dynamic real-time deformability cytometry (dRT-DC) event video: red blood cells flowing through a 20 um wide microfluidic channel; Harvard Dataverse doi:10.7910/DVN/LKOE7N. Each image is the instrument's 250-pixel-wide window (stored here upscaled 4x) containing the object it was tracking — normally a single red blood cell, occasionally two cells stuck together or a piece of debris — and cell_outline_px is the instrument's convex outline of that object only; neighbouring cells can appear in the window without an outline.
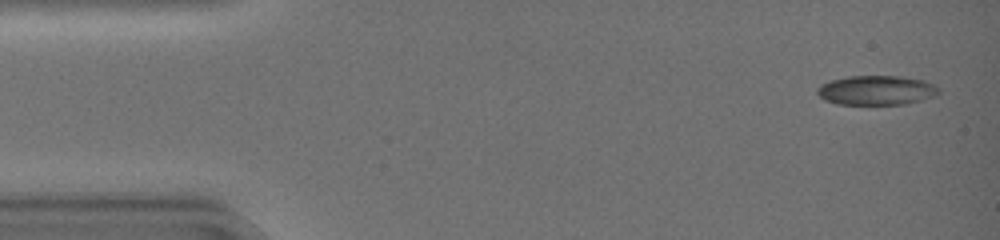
{"species": "common noctule bat (a hibernating species)", "species_latin": "Nyctalus noctula", "temperature_condition": "warm", "stored_images_in_passage": 42, "camera_frame_rate_fps": 3000, "um_per_image_px": 0.085, "animal": {"sex": "female", "body_mass_g": 19.0, "forearm_length_mm": 51.5}, "frame": {"image": 1, "passage_image": 2, "time_ms": 0.333, "image_size_px": [1000, 240], "cell_outline_px": [[940, 92], [932, 96], [920, 100], [904, 104], [840, 104], [824, 100], [816, 92], [816, 88], [820, 84], [832, 80], [848, 76], [900, 76], [924, 80], [940, 88]], "centroid_in_image_um": [74.47, 7.66], "position_along_channel_um": 10.5, "area_um2": 20.75}}
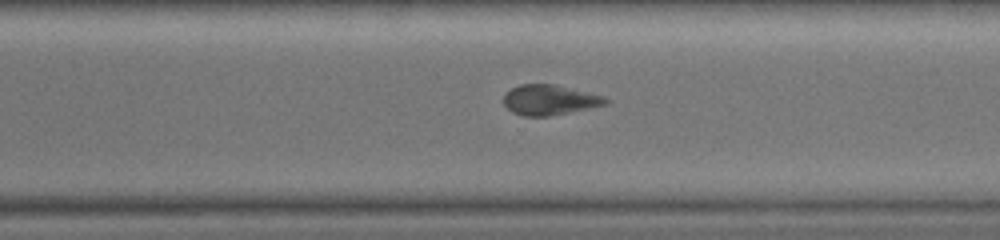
{"frame": {"image": 2, "passage_image": 31, "time_ms": 10.0, "image_size_px": [1000, 240], "cell_outline_px": [[608, 104], [548, 116], [524, 116], [512, 112], [504, 104], [504, 96], [512, 88], [520, 84], [556, 84], [604, 96], [608, 100]], "centroid_in_image_um": [46.72, 8.48], "position_along_channel_um": 323.9, "area_um2": 17.74}}
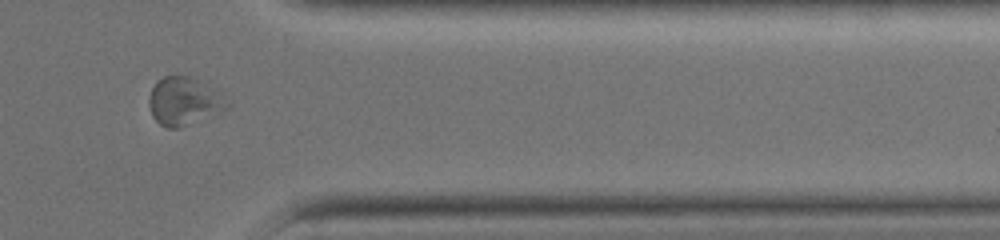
{"frame": {"image": 3, "passage_image": 36, "time_ms": 11.667, "image_size_px": [1000, 240], "cell_outline_px": [[228, 108], [220, 112], [176, 128], [168, 128], [160, 124], [152, 116], [148, 104], [148, 96], [156, 80], [164, 76], [188, 76], [200, 80], [220, 92], [228, 104]], "centroid_in_image_um": [15.6, 8.58], "position_along_channel_um": 395.8, "area_um2": 21.68}}